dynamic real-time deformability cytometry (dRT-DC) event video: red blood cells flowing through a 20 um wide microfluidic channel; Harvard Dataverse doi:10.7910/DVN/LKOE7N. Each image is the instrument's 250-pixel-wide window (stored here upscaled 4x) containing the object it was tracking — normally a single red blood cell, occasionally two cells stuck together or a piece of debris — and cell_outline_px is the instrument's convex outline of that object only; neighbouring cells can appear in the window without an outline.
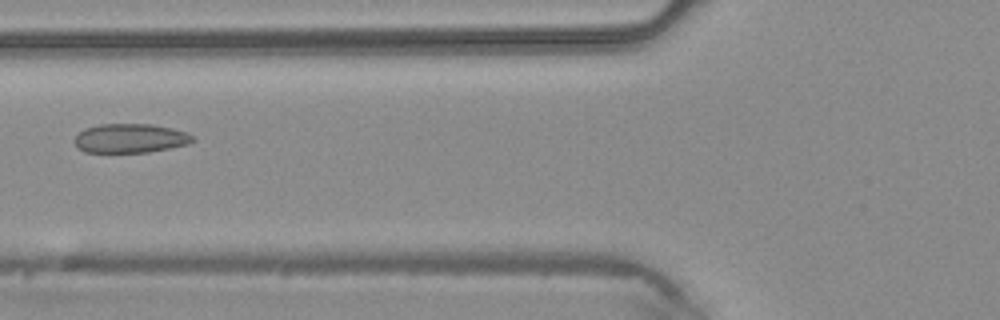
{"species": "common noctule bat (a hibernating species)", "species_latin": "Nyctalus noctula", "temperature_condition": "warm", "stored_images_in_passage": 2, "camera_frame_rate_fps": 3000, "um_per_image_px": 0.085, "animal": {"sex": "male", "body_mass_g": 20.4}, "frame": {"image": 1, "passage_image": 2, "time_ms": 0.333, "image_size_px": [1000, 320], "cell_outline_px": [[196, 140], [188, 144], [148, 152], [84, 152], [76, 148], [72, 140], [84, 128], [100, 124], [152, 124], [172, 128], [188, 132]], "centroid_in_image_um": [11.04, 11.75], "position_along_channel_um": 114.8, "area_um2": 20.23}}